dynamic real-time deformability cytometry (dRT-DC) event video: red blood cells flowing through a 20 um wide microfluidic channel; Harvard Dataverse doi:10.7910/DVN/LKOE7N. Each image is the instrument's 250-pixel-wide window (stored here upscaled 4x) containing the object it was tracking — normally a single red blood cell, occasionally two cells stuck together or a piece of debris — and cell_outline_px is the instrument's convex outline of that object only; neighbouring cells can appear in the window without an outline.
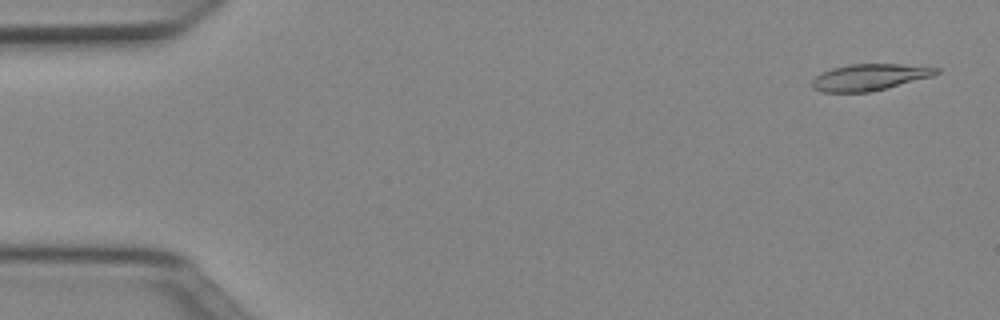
{"species": "Egyptian fruit bat (a non-hibernating species)", "species_latin": "Rousettus aegyptiacus", "temperature_condition": "cold", "stored_images_in_passage": 50, "camera_frame_rate_fps": 3000, "um_per_image_px": 0.085, "animal": {"sex": "female"}, "frame": {"image": 1, "passage_image": 2, "time_ms": 0.333, "image_size_px": [1000, 320], "cell_outline_px": [[940, 72], [932, 76], [868, 92], [824, 92], [812, 88], [812, 80], [816, 76], [832, 68], [852, 64], [900, 64], [940, 68]], "centroid_in_image_um": [73.9, 6.55], "position_along_channel_um": 11.1, "area_um2": 18.79}}
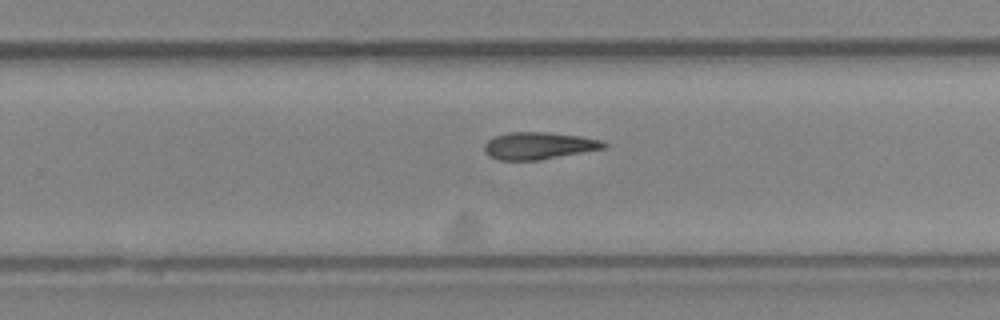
{"frame": {"image": 2, "passage_image": 32, "time_ms": 10.333, "image_size_px": [1000, 320], "cell_outline_px": [[608, 144], [604, 148], [540, 160], [500, 160], [488, 156], [484, 152], [484, 144], [492, 136], [508, 132], [548, 132], [580, 136], [604, 140]], "centroid_in_image_um": [45.76, 12.38], "position_along_channel_um": 284.0, "area_um2": 19.07}}
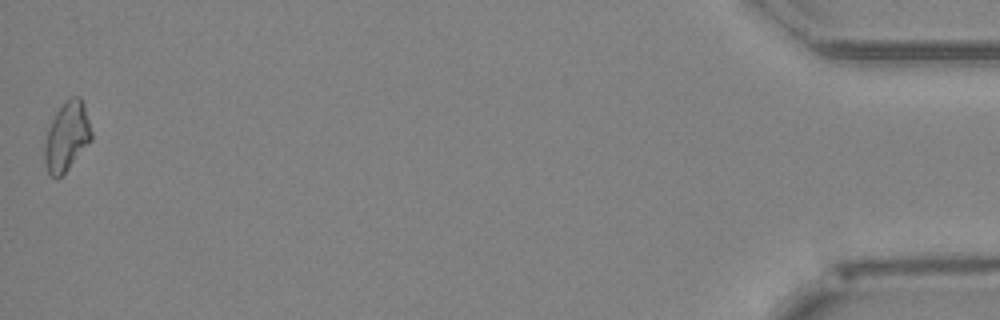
{"frame": {"image": 3, "passage_image": 50, "time_ms": 16.333, "image_size_px": [1000, 320], "cell_outline_px": [[92, 140], [68, 168], [56, 180], [48, 172], [44, 160], [44, 148], [48, 128], [56, 112], [72, 96], [80, 96], [84, 104], [92, 132]], "centroid_in_image_um": [5.68, 11.61], "position_along_channel_um": 429.5, "area_um2": 18.55}}